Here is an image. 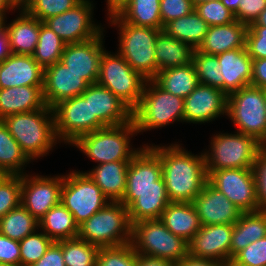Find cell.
I'll return each mask as SVG.
<instances>
[{
	"label": "cell",
	"instance_id": "cell-1",
	"mask_svg": "<svg viewBox=\"0 0 266 266\" xmlns=\"http://www.w3.org/2000/svg\"><path fill=\"white\" fill-rule=\"evenodd\" d=\"M170 145L150 144L160 156L168 198L170 202H192L208 182L204 153L194 155L182 144Z\"/></svg>",
	"mask_w": 266,
	"mask_h": 266
},
{
	"label": "cell",
	"instance_id": "cell-2",
	"mask_svg": "<svg viewBox=\"0 0 266 266\" xmlns=\"http://www.w3.org/2000/svg\"><path fill=\"white\" fill-rule=\"evenodd\" d=\"M3 123L30 160L49 154L60 141L57 138L52 108L17 113L4 118Z\"/></svg>",
	"mask_w": 266,
	"mask_h": 266
},
{
	"label": "cell",
	"instance_id": "cell-3",
	"mask_svg": "<svg viewBox=\"0 0 266 266\" xmlns=\"http://www.w3.org/2000/svg\"><path fill=\"white\" fill-rule=\"evenodd\" d=\"M138 135L133 120L79 136L71 145L79 148L97 165L113 161H131L140 148H132L130 137ZM136 149V150H135Z\"/></svg>",
	"mask_w": 266,
	"mask_h": 266
},
{
	"label": "cell",
	"instance_id": "cell-4",
	"mask_svg": "<svg viewBox=\"0 0 266 266\" xmlns=\"http://www.w3.org/2000/svg\"><path fill=\"white\" fill-rule=\"evenodd\" d=\"M78 238L99 248L131 243L132 224L128 208L121 202H109L79 225Z\"/></svg>",
	"mask_w": 266,
	"mask_h": 266
},
{
	"label": "cell",
	"instance_id": "cell-5",
	"mask_svg": "<svg viewBox=\"0 0 266 266\" xmlns=\"http://www.w3.org/2000/svg\"><path fill=\"white\" fill-rule=\"evenodd\" d=\"M137 133L184 122V99L162 89L154 80H147L138 105L132 110Z\"/></svg>",
	"mask_w": 266,
	"mask_h": 266
},
{
	"label": "cell",
	"instance_id": "cell-6",
	"mask_svg": "<svg viewBox=\"0 0 266 266\" xmlns=\"http://www.w3.org/2000/svg\"><path fill=\"white\" fill-rule=\"evenodd\" d=\"M111 25L119 29L118 53L147 80L157 75L155 40L162 31L124 22L118 15L109 17Z\"/></svg>",
	"mask_w": 266,
	"mask_h": 266
},
{
	"label": "cell",
	"instance_id": "cell-7",
	"mask_svg": "<svg viewBox=\"0 0 266 266\" xmlns=\"http://www.w3.org/2000/svg\"><path fill=\"white\" fill-rule=\"evenodd\" d=\"M235 133L213 136L209 151L203 152L208 175L220 169H253L264 145L251 135Z\"/></svg>",
	"mask_w": 266,
	"mask_h": 266
},
{
	"label": "cell",
	"instance_id": "cell-8",
	"mask_svg": "<svg viewBox=\"0 0 266 266\" xmlns=\"http://www.w3.org/2000/svg\"><path fill=\"white\" fill-rule=\"evenodd\" d=\"M131 244L136 253L179 263L189 254L188 242L170 232L160 219L132 224Z\"/></svg>",
	"mask_w": 266,
	"mask_h": 266
},
{
	"label": "cell",
	"instance_id": "cell-9",
	"mask_svg": "<svg viewBox=\"0 0 266 266\" xmlns=\"http://www.w3.org/2000/svg\"><path fill=\"white\" fill-rule=\"evenodd\" d=\"M226 115L237 132L251 135L266 146V96L262 88L247 85L231 93Z\"/></svg>",
	"mask_w": 266,
	"mask_h": 266
},
{
	"label": "cell",
	"instance_id": "cell-10",
	"mask_svg": "<svg viewBox=\"0 0 266 266\" xmlns=\"http://www.w3.org/2000/svg\"><path fill=\"white\" fill-rule=\"evenodd\" d=\"M147 79L132 67L119 54L104 50L97 84L110 90L131 110L139 103Z\"/></svg>",
	"mask_w": 266,
	"mask_h": 266
},
{
	"label": "cell",
	"instance_id": "cell-11",
	"mask_svg": "<svg viewBox=\"0 0 266 266\" xmlns=\"http://www.w3.org/2000/svg\"><path fill=\"white\" fill-rule=\"evenodd\" d=\"M52 110L57 138L70 146L79 136L105 128L97 118H91L90 85L80 96L63 100Z\"/></svg>",
	"mask_w": 266,
	"mask_h": 266
},
{
	"label": "cell",
	"instance_id": "cell-12",
	"mask_svg": "<svg viewBox=\"0 0 266 266\" xmlns=\"http://www.w3.org/2000/svg\"><path fill=\"white\" fill-rule=\"evenodd\" d=\"M60 202L80 225L110 201L85 172L74 170L64 175Z\"/></svg>",
	"mask_w": 266,
	"mask_h": 266
},
{
	"label": "cell",
	"instance_id": "cell-13",
	"mask_svg": "<svg viewBox=\"0 0 266 266\" xmlns=\"http://www.w3.org/2000/svg\"><path fill=\"white\" fill-rule=\"evenodd\" d=\"M208 182L242 212L259 211L253 169H220L208 175Z\"/></svg>",
	"mask_w": 266,
	"mask_h": 266
},
{
	"label": "cell",
	"instance_id": "cell-14",
	"mask_svg": "<svg viewBox=\"0 0 266 266\" xmlns=\"http://www.w3.org/2000/svg\"><path fill=\"white\" fill-rule=\"evenodd\" d=\"M93 1L82 0L74 8L50 17L43 23L52 29L66 44L81 43L99 36L104 28L93 18Z\"/></svg>",
	"mask_w": 266,
	"mask_h": 266
},
{
	"label": "cell",
	"instance_id": "cell-15",
	"mask_svg": "<svg viewBox=\"0 0 266 266\" xmlns=\"http://www.w3.org/2000/svg\"><path fill=\"white\" fill-rule=\"evenodd\" d=\"M30 175H22L21 204L39 221L60 203L64 175Z\"/></svg>",
	"mask_w": 266,
	"mask_h": 266
},
{
	"label": "cell",
	"instance_id": "cell-16",
	"mask_svg": "<svg viewBox=\"0 0 266 266\" xmlns=\"http://www.w3.org/2000/svg\"><path fill=\"white\" fill-rule=\"evenodd\" d=\"M166 190L159 154L150 146H140L127 171L126 191Z\"/></svg>",
	"mask_w": 266,
	"mask_h": 266
},
{
	"label": "cell",
	"instance_id": "cell-17",
	"mask_svg": "<svg viewBox=\"0 0 266 266\" xmlns=\"http://www.w3.org/2000/svg\"><path fill=\"white\" fill-rule=\"evenodd\" d=\"M227 100L221 89L199 83L184 99V122L202 124L226 115Z\"/></svg>",
	"mask_w": 266,
	"mask_h": 266
},
{
	"label": "cell",
	"instance_id": "cell-18",
	"mask_svg": "<svg viewBox=\"0 0 266 266\" xmlns=\"http://www.w3.org/2000/svg\"><path fill=\"white\" fill-rule=\"evenodd\" d=\"M103 34L85 42L66 44L61 56V62L89 84H96L98 80L100 61L105 50Z\"/></svg>",
	"mask_w": 266,
	"mask_h": 266
},
{
	"label": "cell",
	"instance_id": "cell-19",
	"mask_svg": "<svg viewBox=\"0 0 266 266\" xmlns=\"http://www.w3.org/2000/svg\"><path fill=\"white\" fill-rule=\"evenodd\" d=\"M89 85L61 61L44 68L43 98L50 108L63 100L80 96Z\"/></svg>",
	"mask_w": 266,
	"mask_h": 266
},
{
	"label": "cell",
	"instance_id": "cell-20",
	"mask_svg": "<svg viewBox=\"0 0 266 266\" xmlns=\"http://www.w3.org/2000/svg\"><path fill=\"white\" fill-rule=\"evenodd\" d=\"M233 224L203 225L188 242L189 254L220 263L230 261Z\"/></svg>",
	"mask_w": 266,
	"mask_h": 266
},
{
	"label": "cell",
	"instance_id": "cell-21",
	"mask_svg": "<svg viewBox=\"0 0 266 266\" xmlns=\"http://www.w3.org/2000/svg\"><path fill=\"white\" fill-rule=\"evenodd\" d=\"M202 225L234 224L243 213L209 182L192 201Z\"/></svg>",
	"mask_w": 266,
	"mask_h": 266
},
{
	"label": "cell",
	"instance_id": "cell-22",
	"mask_svg": "<svg viewBox=\"0 0 266 266\" xmlns=\"http://www.w3.org/2000/svg\"><path fill=\"white\" fill-rule=\"evenodd\" d=\"M44 69L32 55L11 53L0 63V89L43 86Z\"/></svg>",
	"mask_w": 266,
	"mask_h": 266
},
{
	"label": "cell",
	"instance_id": "cell-23",
	"mask_svg": "<svg viewBox=\"0 0 266 266\" xmlns=\"http://www.w3.org/2000/svg\"><path fill=\"white\" fill-rule=\"evenodd\" d=\"M91 118H97L105 127L118 126L132 120V110L110 90L90 84Z\"/></svg>",
	"mask_w": 266,
	"mask_h": 266
},
{
	"label": "cell",
	"instance_id": "cell-24",
	"mask_svg": "<svg viewBox=\"0 0 266 266\" xmlns=\"http://www.w3.org/2000/svg\"><path fill=\"white\" fill-rule=\"evenodd\" d=\"M224 78V93L229 96L251 85L253 60L246 48H237L216 55Z\"/></svg>",
	"mask_w": 266,
	"mask_h": 266
},
{
	"label": "cell",
	"instance_id": "cell-25",
	"mask_svg": "<svg viewBox=\"0 0 266 266\" xmlns=\"http://www.w3.org/2000/svg\"><path fill=\"white\" fill-rule=\"evenodd\" d=\"M247 28L246 24L238 20L225 25L210 26L196 50L208 55H219L229 50L246 48Z\"/></svg>",
	"mask_w": 266,
	"mask_h": 266
},
{
	"label": "cell",
	"instance_id": "cell-26",
	"mask_svg": "<svg viewBox=\"0 0 266 266\" xmlns=\"http://www.w3.org/2000/svg\"><path fill=\"white\" fill-rule=\"evenodd\" d=\"M128 208L131 224L141 220L160 219L170 203L166 190L125 191L120 201Z\"/></svg>",
	"mask_w": 266,
	"mask_h": 266
},
{
	"label": "cell",
	"instance_id": "cell-27",
	"mask_svg": "<svg viewBox=\"0 0 266 266\" xmlns=\"http://www.w3.org/2000/svg\"><path fill=\"white\" fill-rule=\"evenodd\" d=\"M129 164L130 161L102 163L85 174L101 189L110 202H120L126 191Z\"/></svg>",
	"mask_w": 266,
	"mask_h": 266
},
{
	"label": "cell",
	"instance_id": "cell-28",
	"mask_svg": "<svg viewBox=\"0 0 266 266\" xmlns=\"http://www.w3.org/2000/svg\"><path fill=\"white\" fill-rule=\"evenodd\" d=\"M19 17L6 25L9 48L13 54L33 55L39 39L40 20L18 9Z\"/></svg>",
	"mask_w": 266,
	"mask_h": 266
},
{
	"label": "cell",
	"instance_id": "cell-29",
	"mask_svg": "<svg viewBox=\"0 0 266 266\" xmlns=\"http://www.w3.org/2000/svg\"><path fill=\"white\" fill-rule=\"evenodd\" d=\"M45 106L43 86L0 89V120L9 115L38 110Z\"/></svg>",
	"mask_w": 266,
	"mask_h": 266
},
{
	"label": "cell",
	"instance_id": "cell-30",
	"mask_svg": "<svg viewBox=\"0 0 266 266\" xmlns=\"http://www.w3.org/2000/svg\"><path fill=\"white\" fill-rule=\"evenodd\" d=\"M160 221L170 232L187 242L203 226L192 202H170L161 214Z\"/></svg>",
	"mask_w": 266,
	"mask_h": 266
},
{
	"label": "cell",
	"instance_id": "cell-31",
	"mask_svg": "<svg viewBox=\"0 0 266 266\" xmlns=\"http://www.w3.org/2000/svg\"><path fill=\"white\" fill-rule=\"evenodd\" d=\"M266 236V211L243 212L233 224L230 261L250 243Z\"/></svg>",
	"mask_w": 266,
	"mask_h": 266
},
{
	"label": "cell",
	"instance_id": "cell-32",
	"mask_svg": "<svg viewBox=\"0 0 266 266\" xmlns=\"http://www.w3.org/2000/svg\"><path fill=\"white\" fill-rule=\"evenodd\" d=\"M194 51L192 46L167 35L162 30L155 40L157 73L165 69L191 64Z\"/></svg>",
	"mask_w": 266,
	"mask_h": 266
},
{
	"label": "cell",
	"instance_id": "cell-33",
	"mask_svg": "<svg viewBox=\"0 0 266 266\" xmlns=\"http://www.w3.org/2000/svg\"><path fill=\"white\" fill-rule=\"evenodd\" d=\"M39 229L55 242L78 238L79 234L73 214L61 202L39 220Z\"/></svg>",
	"mask_w": 266,
	"mask_h": 266
},
{
	"label": "cell",
	"instance_id": "cell-34",
	"mask_svg": "<svg viewBox=\"0 0 266 266\" xmlns=\"http://www.w3.org/2000/svg\"><path fill=\"white\" fill-rule=\"evenodd\" d=\"M153 80L165 91L183 99L199 85L193 63L159 71Z\"/></svg>",
	"mask_w": 266,
	"mask_h": 266
},
{
	"label": "cell",
	"instance_id": "cell-35",
	"mask_svg": "<svg viewBox=\"0 0 266 266\" xmlns=\"http://www.w3.org/2000/svg\"><path fill=\"white\" fill-rule=\"evenodd\" d=\"M208 27L207 22L194 9L187 16L166 23L163 31L167 35L197 49L207 34Z\"/></svg>",
	"mask_w": 266,
	"mask_h": 266
},
{
	"label": "cell",
	"instance_id": "cell-36",
	"mask_svg": "<svg viewBox=\"0 0 266 266\" xmlns=\"http://www.w3.org/2000/svg\"><path fill=\"white\" fill-rule=\"evenodd\" d=\"M31 160L22 151L18 142L11 136L0 120V171L5 175H24L26 164ZM23 168V169H22Z\"/></svg>",
	"mask_w": 266,
	"mask_h": 266
},
{
	"label": "cell",
	"instance_id": "cell-37",
	"mask_svg": "<svg viewBox=\"0 0 266 266\" xmlns=\"http://www.w3.org/2000/svg\"><path fill=\"white\" fill-rule=\"evenodd\" d=\"M126 23L163 30L160 0H131L118 14Z\"/></svg>",
	"mask_w": 266,
	"mask_h": 266
},
{
	"label": "cell",
	"instance_id": "cell-38",
	"mask_svg": "<svg viewBox=\"0 0 266 266\" xmlns=\"http://www.w3.org/2000/svg\"><path fill=\"white\" fill-rule=\"evenodd\" d=\"M38 227L39 221L22 204L0 218V233L17 241L39 230Z\"/></svg>",
	"mask_w": 266,
	"mask_h": 266
},
{
	"label": "cell",
	"instance_id": "cell-39",
	"mask_svg": "<svg viewBox=\"0 0 266 266\" xmlns=\"http://www.w3.org/2000/svg\"><path fill=\"white\" fill-rule=\"evenodd\" d=\"M65 45L66 43L52 29L40 21L39 39L32 56L44 69L61 61Z\"/></svg>",
	"mask_w": 266,
	"mask_h": 266
},
{
	"label": "cell",
	"instance_id": "cell-40",
	"mask_svg": "<svg viewBox=\"0 0 266 266\" xmlns=\"http://www.w3.org/2000/svg\"><path fill=\"white\" fill-rule=\"evenodd\" d=\"M66 266H96L99 247L79 238L61 240Z\"/></svg>",
	"mask_w": 266,
	"mask_h": 266
},
{
	"label": "cell",
	"instance_id": "cell-41",
	"mask_svg": "<svg viewBox=\"0 0 266 266\" xmlns=\"http://www.w3.org/2000/svg\"><path fill=\"white\" fill-rule=\"evenodd\" d=\"M192 63L200 84L213 86L224 92V78L216 55H208L195 49Z\"/></svg>",
	"mask_w": 266,
	"mask_h": 266
},
{
	"label": "cell",
	"instance_id": "cell-42",
	"mask_svg": "<svg viewBox=\"0 0 266 266\" xmlns=\"http://www.w3.org/2000/svg\"><path fill=\"white\" fill-rule=\"evenodd\" d=\"M35 231L19 241L20 266H31L37 262L54 242L44 232Z\"/></svg>",
	"mask_w": 266,
	"mask_h": 266
},
{
	"label": "cell",
	"instance_id": "cell-43",
	"mask_svg": "<svg viewBox=\"0 0 266 266\" xmlns=\"http://www.w3.org/2000/svg\"><path fill=\"white\" fill-rule=\"evenodd\" d=\"M81 1L82 0H30L23 9L29 15L44 22L50 17L62 14L74 8Z\"/></svg>",
	"mask_w": 266,
	"mask_h": 266
},
{
	"label": "cell",
	"instance_id": "cell-44",
	"mask_svg": "<svg viewBox=\"0 0 266 266\" xmlns=\"http://www.w3.org/2000/svg\"><path fill=\"white\" fill-rule=\"evenodd\" d=\"M22 176L5 175L0 180V218L21 204Z\"/></svg>",
	"mask_w": 266,
	"mask_h": 266
},
{
	"label": "cell",
	"instance_id": "cell-45",
	"mask_svg": "<svg viewBox=\"0 0 266 266\" xmlns=\"http://www.w3.org/2000/svg\"><path fill=\"white\" fill-rule=\"evenodd\" d=\"M136 256L137 253L131 243L117 247L100 248L96 266H137Z\"/></svg>",
	"mask_w": 266,
	"mask_h": 266
},
{
	"label": "cell",
	"instance_id": "cell-46",
	"mask_svg": "<svg viewBox=\"0 0 266 266\" xmlns=\"http://www.w3.org/2000/svg\"><path fill=\"white\" fill-rule=\"evenodd\" d=\"M195 11L208 26L225 25L236 20L234 13L225 7L220 0L205 1L195 5Z\"/></svg>",
	"mask_w": 266,
	"mask_h": 266
},
{
	"label": "cell",
	"instance_id": "cell-47",
	"mask_svg": "<svg viewBox=\"0 0 266 266\" xmlns=\"http://www.w3.org/2000/svg\"><path fill=\"white\" fill-rule=\"evenodd\" d=\"M232 262L238 266H266V236L250 243Z\"/></svg>",
	"mask_w": 266,
	"mask_h": 266
},
{
	"label": "cell",
	"instance_id": "cell-48",
	"mask_svg": "<svg viewBox=\"0 0 266 266\" xmlns=\"http://www.w3.org/2000/svg\"><path fill=\"white\" fill-rule=\"evenodd\" d=\"M245 47L252 60L266 58V27L248 26Z\"/></svg>",
	"mask_w": 266,
	"mask_h": 266
},
{
	"label": "cell",
	"instance_id": "cell-49",
	"mask_svg": "<svg viewBox=\"0 0 266 266\" xmlns=\"http://www.w3.org/2000/svg\"><path fill=\"white\" fill-rule=\"evenodd\" d=\"M195 9L192 0H160V17L162 25L187 16Z\"/></svg>",
	"mask_w": 266,
	"mask_h": 266
},
{
	"label": "cell",
	"instance_id": "cell-50",
	"mask_svg": "<svg viewBox=\"0 0 266 266\" xmlns=\"http://www.w3.org/2000/svg\"><path fill=\"white\" fill-rule=\"evenodd\" d=\"M253 172L256 179L259 210L266 211V146L257 155Z\"/></svg>",
	"mask_w": 266,
	"mask_h": 266
},
{
	"label": "cell",
	"instance_id": "cell-51",
	"mask_svg": "<svg viewBox=\"0 0 266 266\" xmlns=\"http://www.w3.org/2000/svg\"><path fill=\"white\" fill-rule=\"evenodd\" d=\"M266 8V0H240L236 20L250 26Z\"/></svg>",
	"mask_w": 266,
	"mask_h": 266
},
{
	"label": "cell",
	"instance_id": "cell-52",
	"mask_svg": "<svg viewBox=\"0 0 266 266\" xmlns=\"http://www.w3.org/2000/svg\"><path fill=\"white\" fill-rule=\"evenodd\" d=\"M0 264L20 266L19 241L10 239L0 233Z\"/></svg>",
	"mask_w": 266,
	"mask_h": 266
},
{
	"label": "cell",
	"instance_id": "cell-53",
	"mask_svg": "<svg viewBox=\"0 0 266 266\" xmlns=\"http://www.w3.org/2000/svg\"><path fill=\"white\" fill-rule=\"evenodd\" d=\"M31 266H66L61 248V240L54 241L46 253Z\"/></svg>",
	"mask_w": 266,
	"mask_h": 266
},
{
	"label": "cell",
	"instance_id": "cell-54",
	"mask_svg": "<svg viewBox=\"0 0 266 266\" xmlns=\"http://www.w3.org/2000/svg\"><path fill=\"white\" fill-rule=\"evenodd\" d=\"M251 85L266 89V58L253 60Z\"/></svg>",
	"mask_w": 266,
	"mask_h": 266
},
{
	"label": "cell",
	"instance_id": "cell-55",
	"mask_svg": "<svg viewBox=\"0 0 266 266\" xmlns=\"http://www.w3.org/2000/svg\"><path fill=\"white\" fill-rule=\"evenodd\" d=\"M177 265L178 266H222L223 263L217 262L212 259L198 258L188 254L179 263H177Z\"/></svg>",
	"mask_w": 266,
	"mask_h": 266
},
{
	"label": "cell",
	"instance_id": "cell-56",
	"mask_svg": "<svg viewBox=\"0 0 266 266\" xmlns=\"http://www.w3.org/2000/svg\"><path fill=\"white\" fill-rule=\"evenodd\" d=\"M136 265L137 266H173L174 263L167 259L151 257V256L137 253Z\"/></svg>",
	"mask_w": 266,
	"mask_h": 266
},
{
	"label": "cell",
	"instance_id": "cell-57",
	"mask_svg": "<svg viewBox=\"0 0 266 266\" xmlns=\"http://www.w3.org/2000/svg\"><path fill=\"white\" fill-rule=\"evenodd\" d=\"M11 54L5 20H0V63Z\"/></svg>",
	"mask_w": 266,
	"mask_h": 266
},
{
	"label": "cell",
	"instance_id": "cell-58",
	"mask_svg": "<svg viewBox=\"0 0 266 266\" xmlns=\"http://www.w3.org/2000/svg\"><path fill=\"white\" fill-rule=\"evenodd\" d=\"M131 0H107L108 17L118 15Z\"/></svg>",
	"mask_w": 266,
	"mask_h": 266
},
{
	"label": "cell",
	"instance_id": "cell-59",
	"mask_svg": "<svg viewBox=\"0 0 266 266\" xmlns=\"http://www.w3.org/2000/svg\"><path fill=\"white\" fill-rule=\"evenodd\" d=\"M17 8L14 6V4L10 0H0V20H6V14L5 12H8L9 10H16Z\"/></svg>",
	"mask_w": 266,
	"mask_h": 266
},
{
	"label": "cell",
	"instance_id": "cell-60",
	"mask_svg": "<svg viewBox=\"0 0 266 266\" xmlns=\"http://www.w3.org/2000/svg\"><path fill=\"white\" fill-rule=\"evenodd\" d=\"M227 9H229L232 13H236L238 11V7L240 5V0H220Z\"/></svg>",
	"mask_w": 266,
	"mask_h": 266
},
{
	"label": "cell",
	"instance_id": "cell-61",
	"mask_svg": "<svg viewBox=\"0 0 266 266\" xmlns=\"http://www.w3.org/2000/svg\"><path fill=\"white\" fill-rule=\"evenodd\" d=\"M251 25H259L266 27V8L260 13L258 18Z\"/></svg>",
	"mask_w": 266,
	"mask_h": 266
},
{
	"label": "cell",
	"instance_id": "cell-62",
	"mask_svg": "<svg viewBox=\"0 0 266 266\" xmlns=\"http://www.w3.org/2000/svg\"><path fill=\"white\" fill-rule=\"evenodd\" d=\"M17 9H23L30 0H10Z\"/></svg>",
	"mask_w": 266,
	"mask_h": 266
},
{
	"label": "cell",
	"instance_id": "cell-63",
	"mask_svg": "<svg viewBox=\"0 0 266 266\" xmlns=\"http://www.w3.org/2000/svg\"><path fill=\"white\" fill-rule=\"evenodd\" d=\"M205 1H211V0H192V3L195 5L199 4V3H202V2H205Z\"/></svg>",
	"mask_w": 266,
	"mask_h": 266
},
{
	"label": "cell",
	"instance_id": "cell-64",
	"mask_svg": "<svg viewBox=\"0 0 266 266\" xmlns=\"http://www.w3.org/2000/svg\"><path fill=\"white\" fill-rule=\"evenodd\" d=\"M222 266H238L235 263H233L232 261H229L227 263H224Z\"/></svg>",
	"mask_w": 266,
	"mask_h": 266
},
{
	"label": "cell",
	"instance_id": "cell-65",
	"mask_svg": "<svg viewBox=\"0 0 266 266\" xmlns=\"http://www.w3.org/2000/svg\"><path fill=\"white\" fill-rule=\"evenodd\" d=\"M4 176H5V174H4L2 171H0V180H1Z\"/></svg>",
	"mask_w": 266,
	"mask_h": 266
},
{
	"label": "cell",
	"instance_id": "cell-66",
	"mask_svg": "<svg viewBox=\"0 0 266 266\" xmlns=\"http://www.w3.org/2000/svg\"><path fill=\"white\" fill-rule=\"evenodd\" d=\"M0 266H16V265H11V264H0Z\"/></svg>",
	"mask_w": 266,
	"mask_h": 266
}]
</instances>
